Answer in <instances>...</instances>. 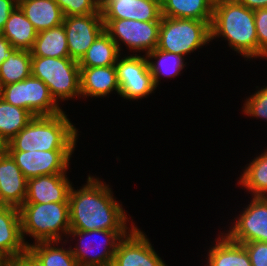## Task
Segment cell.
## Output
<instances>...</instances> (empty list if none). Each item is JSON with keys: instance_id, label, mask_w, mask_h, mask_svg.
<instances>
[{"instance_id": "cell-1", "label": "cell", "mask_w": 267, "mask_h": 266, "mask_svg": "<svg viewBox=\"0 0 267 266\" xmlns=\"http://www.w3.org/2000/svg\"><path fill=\"white\" fill-rule=\"evenodd\" d=\"M70 230H127V215L109 185L88 175L81 189L69 194Z\"/></svg>"}, {"instance_id": "cell-2", "label": "cell", "mask_w": 267, "mask_h": 266, "mask_svg": "<svg viewBox=\"0 0 267 266\" xmlns=\"http://www.w3.org/2000/svg\"><path fill=\"white\" fill-rule=\"evenodd\" d=\"M211 40L222 36L229 46L243 57H258V40L254 10L237 0H221L214 3L210 25Z\"/></svg>"}, {"instance_id": "cell-3", "label": "cell", "mask_w": 267, "mask_h": 266, "mask_svg": "<svg viewBox=\"0 0 267 266\" xmlns=\"http://www.w3.org/2000/svg\"><path fill=\"white\" fill-rule=\"evenodd\" d=\"M77 129L65 112L34 118L6 145V151L74 150Z\"/></svg>"}, {"instance_id": "cell-4", "label": "cell", "mask_w": 267, "mask_h": 266, "mask_svg": "<svg viewBox=\"0 0 267 266\" xmlns=\"http://www.w3.org/2000/svg\"><path fill=\"white\" fill-rule=\"evenodd\" d=\"M19 212L24 242L25 235L41 242L61 241L62 233L69 234V202L23 203Z\"/></svg>"}, {"instance_id": "cell-5", "label": "cell", "mask_w": 267, "mask_h": 266, "mask_svg": "<svg viewBox=\"0 0 267 266\" xmlns=\"http://www.w3.org/2000/svg\"><path fill=\"white\" fill-rule=\"evenodd\" d=\"M31 76L47 85L57 103L81 97L80 67L72 58L32 57Z\"/></svg>"}, {"instance_id": "cell-6", "label": "cell", "mask_w": 267, "mask_h": 266, "mask_svg": "<svg viewBox=\"0 0 267 266\" xmlns=\"http://www.w3.org/2000/svg\"><path fill=\"white\" fill-rule=\"evenodd\" d=\"M211 22L162 16L157 48L185 56L211 41Z\"/></svg>"}, {"instance_id": "cell-7", "label": "cell", "mask_w": 267, "mask_h": 266, "mask_svg": "<svg viewBox=\"0 0 267 266\" xmlns=\"http://www.w3.org/2000/svg\"><path fill=\"white\" fill-rule=\"evenodd\" d=\"M0 98L26 109L34 116H50L63 112L51 96L47 85L33 76L0 88Z\"/></svg>"}, {"instance_id": "cell-8", "label": "cell", "mask_w": 267, "mask_h": 266, "mask_svg": "<svg viewBox=\"0 0 267 266\" xmlns=\"http://www.w3.org/2000/svg\"><path fill=\"white\" fill-rule=\"evenodd\" d=\"M130 231V228L128 229V232L127 230H70L68 234L69 236L73 235L74 238L75 236L80 237L79 246L71 249L72 254L79 263V266H112L114 254L119 241ZM97 235L103 236V239L101 238L98 240V238H95ZM89 236H91V240L88 238ZM85 237L90 241H88V239L85 241ZM93 242H98V245L96 244V246ZM90 245H94V247ZM99 247L102 249H99Z\"/></svg>"}, {"instance_id": "cell-9", "label": "cell", "mask_w": 267, "mask_h": 266, "mask_svg": "<svg viewBox=\"0 0 267 266\" xmlns=\"http://www.w3.org/2000/svg\"><path fill=\"white\" fill-rule=\"evenodd\" d=\"M104 31L116 43L119 51L124 43L129 50L146 51L157 48L161 21H138L130 19H103Z\"/></svg>"}, {"instance_id": "cell-10", "label": "cell", "mask_w": 267, "mask_h": 266, "mask_svg": "<svg viewBox=\"0 0 267 266\" xmlns=\"http://www.w3.org/2000/svg\"><path fill=\"white\" fill-rule=\"evenodd\" d=\"M120 58L115 64L120 88L119 95L124 99L138 100L153 93L156 86L146 56L132 54Z\"/></svg>"}, {"instance_id": "cell-11", "label": "cell", "mask_w": 267, "mask_h": 266, "mask_svg": "<svg viewBox=\"0 0 267 266\" xmlns=\"http://www.w3.org/2000/svg\"><path fill=\"white\" fill-rule=\"evenodd\" d=\"M74 150L6 151L27 178L66 173Z\"/></svg>"}, {"instance_id": "cell-12", "label": "cell", "mask_w": 267, "mask_h": 266, "mask_svg": "<svg viewBox=\"0 0 267 266\" xmlns=\"http://www.w3.org/2000/svg\"><path fill=\"white\" fill-rule=\"evenodd\" d=\"M69 58L79 61L104 31L102 14L66 16L63 20Z\"/></svg>"}, {"instance_id": "cell-13", "label": "cell", "mask_w": 267, "mask_h": 266, "mask_svg": "<svg viewBox=\"0 0 267 266\" xmlns=\"http://www.w3.org/2000/svg\"><path fill=\"white\" fill-rule=\"evenodd\" d=\"M118 243L112 266H167L155 252L145 233L135 225Z\"/></svg>"}, {"instance_id": "cell-14", "label": "cell", "mask_w": 267, "mask_h": 266, "mask_svg": "<svg viewBox=\"0 0 267 266\" xmlns=\"http://www.w3.org/2000/svg\"><path fill=\"white\" fill-rule=\"evenodd\" d=\"M235 224L225 234L237 243H267V197H253Z\"/></svg>"}, {"instance_id": "cell-15", "label": "cell", "mask_w": 267, "mask_h": 266, "mask_svg": "<svg viewBox=\"0 0 267 266\" xmlns=\"http://www.w3.org/2000/svg\"><path fill=\"white\" fill-rule=\"evenodd\" d=\"M103 19L161 21V0H103L100 3Z\"/></svg>"}, {"instance_id": "cell-16", "label": "cell", "mask_w": 267, "mask_h": 266, "mask_svg": "<svg viewBox=\"0 0 267 266\" xmlns=\"http://www.w3.org/2000/svg\"><path fill=\"white\" fill-rule=\"evenodd\" d=\"M71 184L66 173L30 178L24 203L69 202Z\"/></svg>"}, {"instance_id": "cell-17", "label": "cell", "mask_w": 267, "mask_h": 266, "mask_svg": "<svg viewBox=\"0 0 267 266\" xmlns=\"http://www.w3.org/2000/svg\"><path fill=\"white\" fill-rule=\"evenodd\" d=\"M27 180L12 157L5 152L0 157V204L20 208L25 202Z\"/></svg>"}, {"instance_id": "cell-18", "label": "cell", "mask_w": 267, "mask_h": 266, "mask_svg": "<svg viewBox=\"0 0 267 266\" xmlns=\"http://www.w3.org/2000/svg\"><path fill=\"white\" fill-rule=\"evenodd\" d=\"M21 232L19 208L0 204V251L9 258H19L28 249Z\"/></svg>"}, {"instance_id": "cell-19", "label": "cell", "mask_w": 267, "mask_h": 266, "mask_svg": "<svg viewBox=\"0 0 267 266\" xmlns=\"http://www.w3.org/2000/svg\"><path fill=\"white\" fill-rule=\"evenodd\" d=\"M120 88L116 66L80 67V91L84 97H105Z\"/></svg>"}, {"instance_id": "cell-20", "label": "cell", "mask_w": 267, "mask_h": 266, "mask_svg": "<svg viewBox=\"0 0 267 266\" xmlns=\"http://www.w3.org/2000/svg\"><path fill=\"white\" fill-rule=\"evenodd\" d=\"M18 6L38 33L63 23V12L55 0H18Z\"/></svg>"}, {"instance_id": "cell-21", "label": "cell", "mask_w": 267, "mask_h": 266, "mask_svg": "<svg viewBox=\"0 0 267 266\" xmlns=\"http://www.w3.org/2000/svg\"><path fill=\"white\" fill-rule=\"evenodd\" d=\"M1 34L11 43L13 49L31 51L38 32L17 6L10 13Z\"/></svg>"}, {"instance_id": "cell-22", "label": "cell", "mask_w": 267, "mask_h": 266, "mask_svg": "<svg viewBox=\"0 0 267 266\" xmlns=\"http://www.w3.org/2000/svg\"><path fill=\"white\" fill-rule=\"evenodd\" d=\"M212 0H161V15L170 18H187L212 21Z\"/></svg>"}, {"instance_id": "cell-23", "label": "cell", "mask_w": 267, "mask_h": 266, "mask_svg": "<svg viewBox=\"0 0 267 266\" xmlns=\"http://www.w3.org/2000/svg\"><path fill=\"white\" fill-rule=\"evenodd\" d=\"M216 241L207 254V266H252L243 244L230 240L226 235Z\"/></svg>"}, {"instance_id": "cell-24", "label": "cell", "mask_w": 267, "mask_h": 266, "mask_svg": "<svg viewBox=\"0 0 267 266\" xmlns=\"http://www.w3.org/2000/svg\"><path fill=\"white\" fill-rule=\"evenodd\" d=\"M31 54L32 57H69L68 43L63 24L39 32Z\"/></svg>"}, {"instance_id": "cell-25", "label": "cell", "mask_w": 267, "mask_h": 266, "mask_svg": "<svg viewBox=\"0 0 267 266\" xmlns=\"http://www.w3.org/2000/svg\"><path fill=\"white\" fill-rule=\"evenodd\" d=\"M120 51L111 37L103 31L78 61L79 67L113 66Z\"/></svg>"}, {"instance_id": "cell-26", "label": "cell", "mask_w": 267, "mask_h": 266, "mask_svg": "<svg viewBox=\"0 0 267 266\" xmlns=\"http://www.w3.org/2000/svg\"><path fill=\"white\" fill-rule=\"evenodd\" d=\"M32 54L28 50L13 49L0 65V88L31 76Z\"/></svg>"}, {"instance_id": "cell-27", "label": "cell", "mask_w": 267, "mask_h": 266, "mask_svg": "<svg viewBox=\"0 0 267 266\" xmlns=\"http://www.w3.org/2000/svg\"><path fill=\"white\" fill-rule=\"evenodd\" d=\"M61 241H41L28 245V251L42 264V266H79L72 254V248L63 249L54 245ZM53 244V246H52Z\"/></svg>"}, {"instance_id": "cell-28", "label": "cell", "mask_w": 267, "mask_h": 266, "mask_svg": "<svg viewBox=\"0 0 267 266\" xmlns=\"http://www.w3.org/2000/svg\"><path fill=\"white\" fill-rule=\"evenodd\" d=\"M34 115L26 109L14 106L0 98V137L8 143L32 119Z\"/></svg>"}, {"instance_id": "cell-29", "label": "cell", "mask_w": 267, "mask_h": 266, "mask_svg": "<svg viewBox=\"0 0 267 266\" xmlns=\"http://www.w3.org/2000/svg\"><path fill=\"white\" fill-rule=\"evenodd\" d=\"M148 61L150 73L153 77V82L157 87L160 76L172 77L179 75L186 64H184V56H180L171 52L162 51L155 48L145 55ZM153 58L157 62H153ZM152 60V61H150Z\"/></svg>"}, {"instance_id": "cell-30", "label": "cell", "mask_w": 267, "mask_h": 266, "mask_svg": "<svg viewBox=\"0 0 267 266\" xmlns=\"http://www.w3.org/2000/svg\"><path fill=\"white\" fill-rule=\"evenodd\" d=\"M240 177L238 183L253 197H267V150L254 158Z\"/></svg>"}, {"instance_id": "cell-31", "label": "cell", "mask_w": 267, "mask_h": 266, "mask_svg": "<svg viewBox=\"0 0 267 266\" xmlns=\"http://www.w3.org/2000/svg\"><path fill=\"white\" fill-rule=\"evenodd\" d=\"M64 17L87 14H102L98 0H55Z\"/></svg>"}, {"instance_id": "cell-32", "label": "cell", "mask_w": 267, "mask_h": 266, "mask_svg": "<svg viewBox=\"0 0 267 266\" xmlns=\"http://www.w3.org/2000/svg\"><path fill=\"white\" fill-rule=\"evenodd\" d=\"M244 103V113L257 119H265L267 121V86L262 88L250 97Z\"/></svg>"}, {"instance_id": "cell-33", "label": "cell", "mask_w": 267, "mask_h": 266, "mask_svg": "<svg viewBox=\"0 0 267 266\" xmlns=\"http://www.w3.org/2000/svg\"><path fill=\"white\" fill-rule=\"evenodd\" d=\"M255 26L258 40V57H267V8L254 10Z\"/></svg>"}, {"instance_id": "cell-34", "label": "cell", "mask_w": 267, "mask_h": 266, "mask_svg": "<svg viewBox=\"0 0 267 266\" xmlns=\"http://www.w3.org/2000/svg\"><path fill=\"white\" fill-rule=\"evenodd\" d=\"M242 244L248 253L252 266H267V243L254 241Z\"/></svg>"}, {"instance_id": "cell-35", "label": "cell", "mask_w": 267, "mask_h": 266, "mask_svg": "<svg viewBox=\"0 0 267 266\" xmlns=\"http://www.w3.org/2000/svg\"><path fill=\"white\" fill-rule=\"evenodd\" d=\"M18 6V0H0V33L9 19L10 13Z\"/></svg>"}, {"instance_id": "cell-36", "label": "cell", "mask_w": 267, "mask_h": 266, "mask_svg": "<svg viewBox=\"0 0 267 266\" xmlns=\"http://www.w3.org/2000/svg\"><path fill=\"white\" fill-rule=\"evenodd\" d=\"M13 50L11 43L0 33V65Z\"/></svg>"}, {"instance_id": "cell-37", "label": "cell", "mask_w": 267, "mask_h": 266, "mask_svg": "<svg viewBox=\"0 0 267 266\" xmlns=\"http://www.w3.org/2000/svg\"><path fill=\"white\" fill-rule=\"evenodd\" d=\"M248 9L267 8V0H237Z\"/></svg>"}, {"instance_id": "cell-38", "label": "cell", "mask_w": 267, "mask_h": 266, "mask_svg": "<svg viewBox=\"0 0 267 266\" xmlns=\"http://www.w3.org/2000/svg\"><path fill=\"white\" fill-rule=\"evenodd\" d=\"M19 259L26 265V266H42V264L27 250L23 253Z\"/></svg>"}, {"instance_id": "cell-39", "label": "cell", "mask_w": 267, "mask_h": 266, "mask_svg": "<svg viewBox=\"0 0 267 266\" xmlns=\"http://www.w3.org/2000/svg\"><path fill=\"white\" fill-rule=\"evenodd\" d=\"M2 266H26L19 258H9Z\"/></svg>"}, {"instance_id": "cell-40", "label": "cell", "mask_w": 267, "mask_h": 266, "mask_svg": "<svg viewBox=\"0 0 267 266\" xmlns=\"http://www.w3.org/2000/svg\"><path fill=\"white\" fill-rule=\"evenodd\" d=\"M7 143L0 137V157L6 152Z\"/></svg>"}, {"instance_id": "cell-41", "label": "cell", "mask_w": 267, "mask_h": 266, "mask_svg": "<svg viewBox=\"0 0 267 266\" xmlns=\"http://www.w3.org/2000/svg\"><path fill=\"white\" fill-rule=\"evenodd\" d=\"M7 259L8 258L0 251V266H2Z\"/></svg>"}]
</instances>
